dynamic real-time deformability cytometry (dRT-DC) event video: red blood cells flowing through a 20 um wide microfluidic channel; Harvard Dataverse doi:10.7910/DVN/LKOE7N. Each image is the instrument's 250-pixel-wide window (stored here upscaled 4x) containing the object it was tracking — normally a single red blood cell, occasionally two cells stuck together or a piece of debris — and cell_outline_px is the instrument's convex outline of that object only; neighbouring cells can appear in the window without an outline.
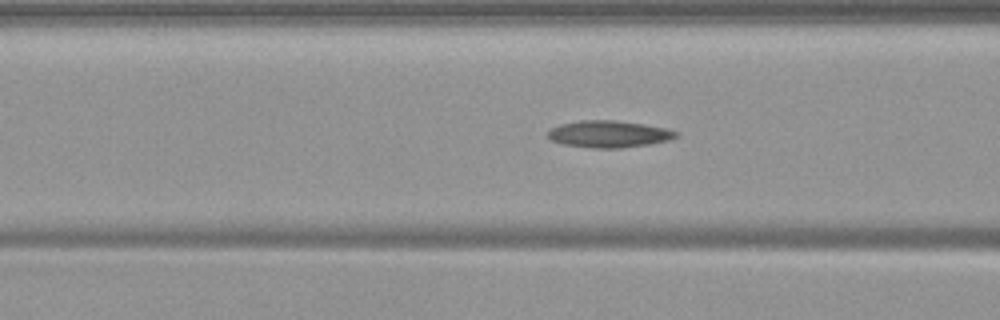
{"species": "common noctule bat (a hibernating species)", "species_latin": "Nyctalus noctula", "temperature_condition": "warm", "stored_images_in_passage": 21, "camera_frame_rate_fps": 3000, "um_per_image_px": 0.085, "animal": {"sex": "female", "body_mass_g": 19.9}, "frame": {"image": 1, "passage_image": 18, "time_ms": 5.667, "image_size_px": [1000, 320], "cell_outline_px": [[680, 136], [668, 140], [648, 144], [620, 148], [592, 148], [564, 144], [552, 140], [548, 136], [548, 132], [552, 128], [560, 124], [580, 120], [616, 120], [644, 124], [668, 128], [680, 132]], "centroid_in_image_um": [51.81, 11.38], "position_along_channel_um": 114.8, "area_um2": 20.11}}
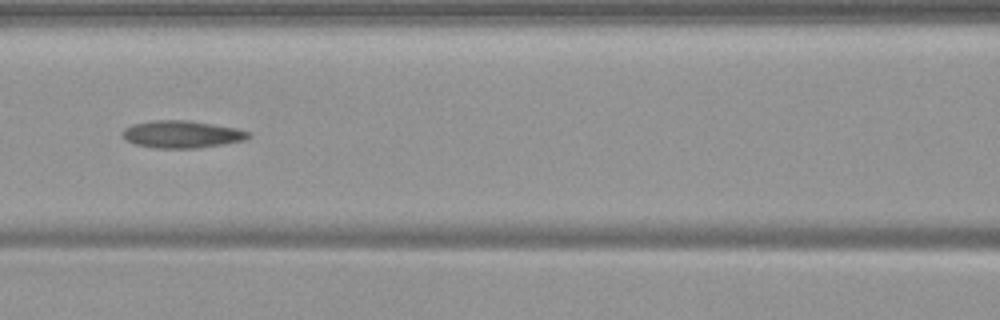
{"frame": {"image": 2, "passage_image": 21, "time_ms": 6.667, "image_size_px": [1000, 320], "cell_outline_px": [[252, 136], [244, 140], [196, 148], [152, 148], [136, 144], [124, 140], [120, 132], [124, 128], [132, 124], [152, 120], [188, 120], [236, 128], [248, 132]], "centroid_in_image_um": [15.38, 11.41], "position_along_channel_um": 151.2, "area_um2": 20.06}}